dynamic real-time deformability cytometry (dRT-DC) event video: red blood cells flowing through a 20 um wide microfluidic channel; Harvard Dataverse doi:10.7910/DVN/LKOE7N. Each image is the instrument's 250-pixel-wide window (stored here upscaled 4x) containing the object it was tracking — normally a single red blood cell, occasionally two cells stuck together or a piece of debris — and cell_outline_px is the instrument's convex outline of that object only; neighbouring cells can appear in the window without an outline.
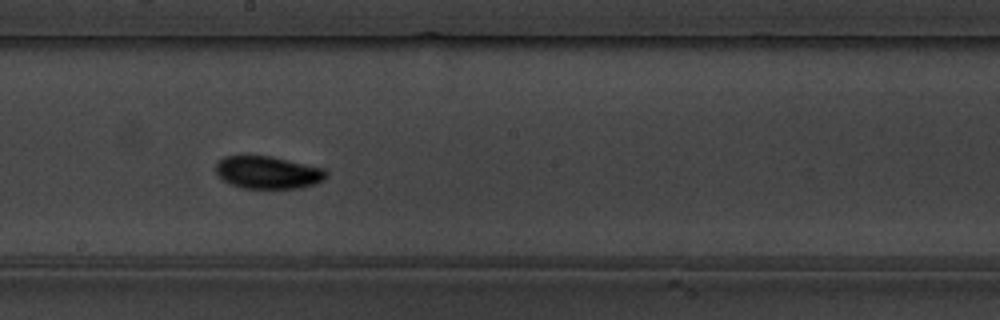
{"species": "common noctule bat (a hibernating species)", "species_latin": "Nyctalus noctula", "temperature_condition": "warm", "stored_images_in_passage": 40, "camera_frame_rate_fps": 3000, "um_per_image_px": 0.085, "animal": {"sex": "male", "body_mass_g": 19.5, "forearm_length_mm": 54.6}, "frame": {"image": 1, "passage_image": 18, "time_ms": 5.667, "image_size_px": [1000, 320], "cell_outline_px": [[324, 180], [316, 184], [300, 188], [240, 188], [228, 184], [216, 172], [216, 164], [224, 156], [268, 156], [324, 168]], "centroid_in_image_um": [22.74, 14.67], "position_along_channel_um": 225.5, "area_um2": 20.69}, "authors_computed_cell_mechanics": {"area_um2": 19.9988, "velocity_mm_per_s": 3.5655, "shape_relaxation_time_tau1_ms": 3.3294, "shape_relaxation_time_tau2_ms": 3.0624, "deformation_change_tau1": 0.1454, "deformation_change_tau2": 0.0632}}